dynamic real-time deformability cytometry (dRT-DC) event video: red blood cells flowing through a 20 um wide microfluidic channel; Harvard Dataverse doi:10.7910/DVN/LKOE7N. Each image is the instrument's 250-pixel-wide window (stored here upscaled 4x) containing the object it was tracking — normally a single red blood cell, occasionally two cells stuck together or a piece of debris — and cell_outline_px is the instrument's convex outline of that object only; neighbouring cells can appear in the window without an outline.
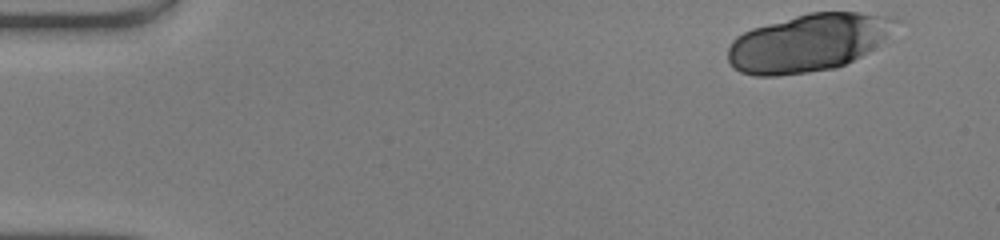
{"species": "human", "species_latin": "Homo sapiens", "temperature_condition": "warm", "stored_images_in_passage": 16, "camera_frame_rate_fps": 3000, "um_per_image_px": 0.085, "donor": {"sex": "male"}, "frame": {"image": 1, "passage_image": 1, "time_ms": 0.0, "image_size_px": [1000, 240], "cell_outline_px": [[904, 20], [868, 52], [836, 68], [808, 72], [776, 76], [756, 76], [740, 72], [732, 68], [728, 60], [728, 48], [732, 40], [736, 36], [752, 28], [808, 12], [860, 12], [896, 16]], "centroid_in_image_um": [68.71, 3.61], "position_along_channel_um": 16.3, "area_um2": 56.59}}